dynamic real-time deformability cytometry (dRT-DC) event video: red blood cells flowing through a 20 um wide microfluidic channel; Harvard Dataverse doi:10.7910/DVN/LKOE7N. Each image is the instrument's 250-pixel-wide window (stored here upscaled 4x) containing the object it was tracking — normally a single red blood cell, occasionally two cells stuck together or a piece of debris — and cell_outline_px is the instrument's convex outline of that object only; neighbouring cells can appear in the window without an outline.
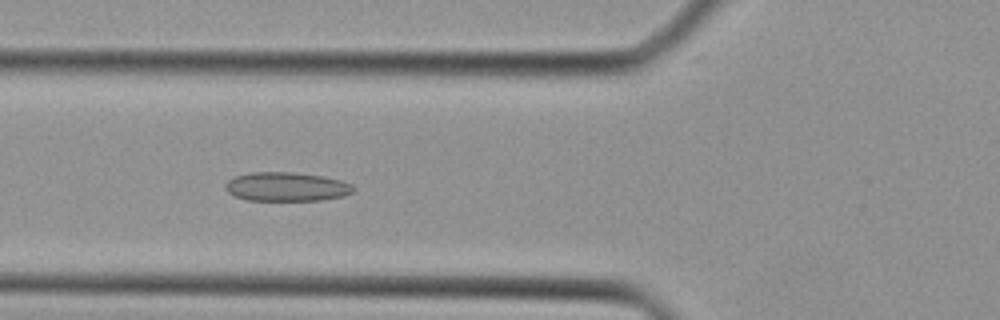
{"species": "Egyptian fruit bat (a non-hibernating species)", "species_latin": "Rousettus aegyptiacus", "temperature_condition": "cold", "stored_images_in_passage": 37, "camera_frame_rate_fps": 3000, "um_per_image_px": 0.085, "animal": {"sex": "female"}, "frame": {"image": 1, "passage_image": 12, "time_ms": 3.667, "image_size_px": [1000, 320], "cell_outline_px": [[356, 188], [352, 192], [344, 196], [320, 200], [248, 200], [236, 196], [228, 192], [224, 188], [224, 184], [228, 180], [236, 176], [252, 172], [292, 172], [324, 176], [340, 180], [352, 184]], "centroid_in_image_um": [24.36, 15.86], "position_along_channel_um": 101.4, "area_um2": 21.62}}
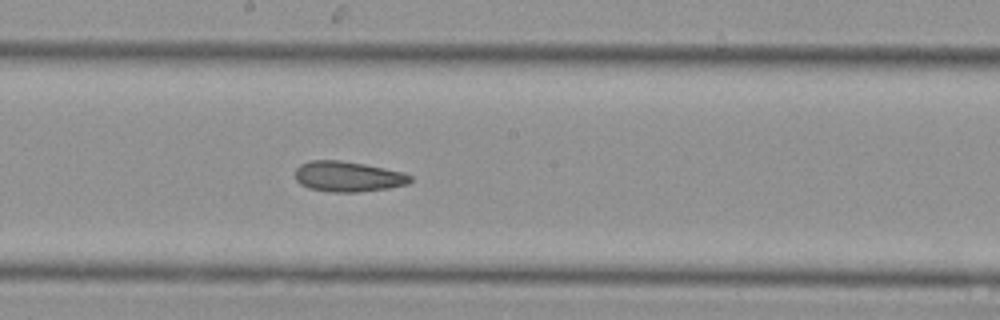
{"frame": {"image": 2, "passage_image": 19, "time_ms": 6.0, "image_size_px": [1000, 320], "cell_outline_px": [[412, 180], [408, 184], [388, 188], [360, 192], [332, 192], [308, 188], [300, 184], [296, 180], [296, 168], [300, 164], [312, 160], [340, 160], [364, 164], [404, 172], [412, 176]], "centroid_in_image_um": [29.58, 15.01], "position_along_channel_um": 218.6, "area_um2": 20.46}}
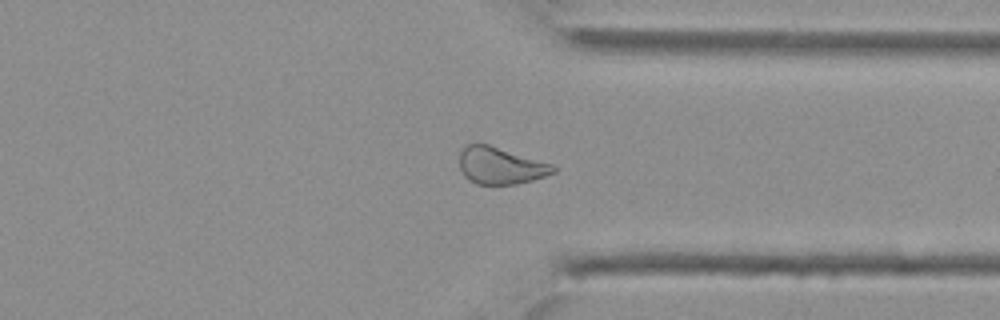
{"frame": {"image": 3, "passage_image": 28, "time_ms": 9.0, "image_size_px": [1000, 320], "cell_outline_px": [[556, 172], [532, 180], [516, 184], [476, 184], [468, 180], [464, 176], [460, 168], [460, 152], [468, 144], [488, 144], [552, 164], [556, 168]], "centroid_in_image_um": [42.53, 14.09], "position_along_channel_um": 368.9, "area_um2": 20.0}}